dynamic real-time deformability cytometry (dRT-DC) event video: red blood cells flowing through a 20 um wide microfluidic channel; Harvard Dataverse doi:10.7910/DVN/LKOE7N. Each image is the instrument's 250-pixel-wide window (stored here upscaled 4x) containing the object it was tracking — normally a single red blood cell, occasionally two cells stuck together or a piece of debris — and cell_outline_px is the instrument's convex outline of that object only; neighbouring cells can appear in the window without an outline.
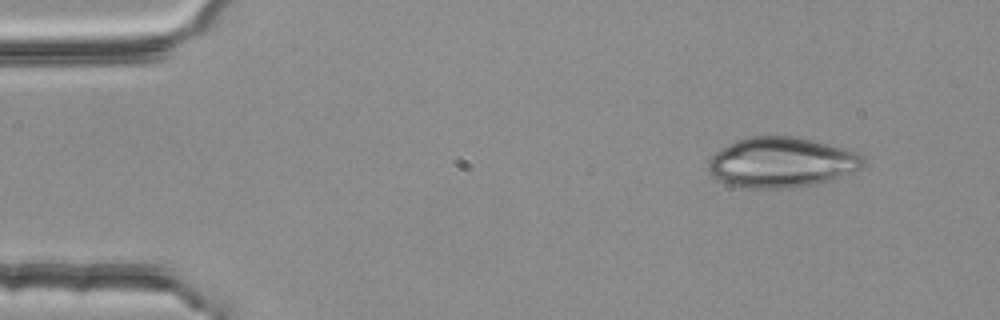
{"species": "common noctule bat (a hibernating species)", "species_latin": "Nyctalus noctula", "temperature_condition": "room temperature", "stored_images_in_passage": 3, "segment_of_instrument_passage": [2, 2], "camera_frame_rate_fps": 3000, "um_per_image_px": 0.085, "animal": {"sex": "female", "body_mass_g": 25.1}, "frame": {"image": 1, "passage_image": 3, "time_ms": 0.667, "image_size_px": [1000, 320], "cell_outline_px": [[864, 164], [860, 168], [828, 180], [816, 184], [788, 188], [740, 188], [716, 180], [708, 172], [708, 160], [720, 148], [736, 140], [748, 136], [792, 136], [812, 140], [844, 148], [860, 156], [864, 160]], "centroid_in_image_um": [66.32, 13.81], "position_along_channel_um": 18.7, "area_um2": 45.14}}